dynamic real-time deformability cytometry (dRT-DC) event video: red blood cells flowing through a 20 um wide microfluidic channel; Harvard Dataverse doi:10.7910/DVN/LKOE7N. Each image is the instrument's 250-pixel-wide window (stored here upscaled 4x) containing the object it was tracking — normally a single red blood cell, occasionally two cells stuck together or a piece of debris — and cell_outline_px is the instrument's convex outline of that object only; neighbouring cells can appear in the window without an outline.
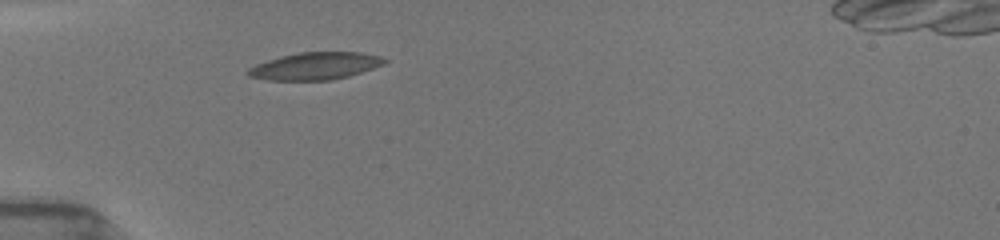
{"species": "common noctule bat (a hibernating species)", "species_latin": "Nyctalus noctula", "temperature_condition": "room temperature", "stored_images_in_passage": 28, "camera_frame_rate_fps": 3000, "um_per_image_px": 0.085, "animal": {"sex": "female", "body_mass_g": 19.5, "forearm_length_mm": 54.1}, "frame": {"image": 1, "passage_image": 1, "time_ms": 0.0, "image_size_px": [1000, 240], "cell_outline_px": [[388, 60], [384, 64], [348, 76], [332, 80], [268, 80], [248, 76], [244, 72], [248, 68], [256, 64], [280, 56], [300, 52], [360, 52], [380, 56]], "centroid_in_image_um": [26.76, 5.61], "position_along_channel_um": 58.2, "area_um2": 21.68}}
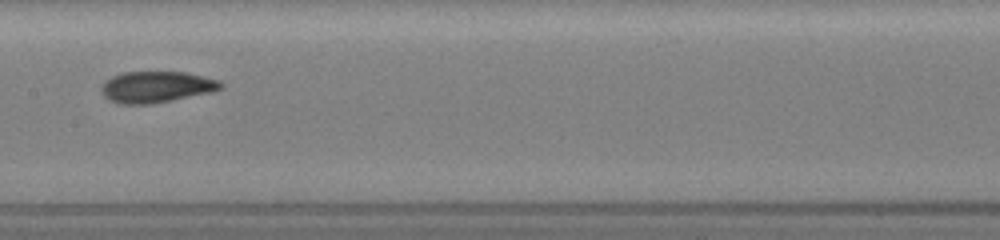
{"frame": {"image": 2, "passage_image": 9, "time_ms": 2.667, "image_size_px": [1000, 240], "cell_outline_px": [[224, 88], [212, 92], [152, 104], [120, 104], [108, 100], [100, 92], [100, 88], [104, 80], [120, 72], [184, 72], [204, 76], [220, 80], [224, 84]], "centroid_in_image_um": [13.28, 7.39], "position_along_channel_um": 194.1, "area_um2": 22.14}}
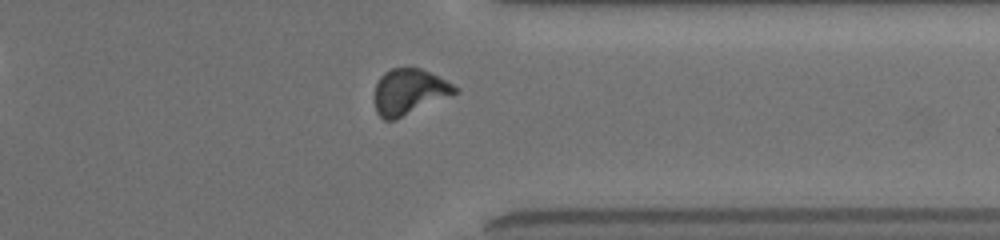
{"frame": {"image": 3, "passage_image": 23, "time_ms": 7.333, "image_size_px": [1000, 240], "cell_outline_px": [[460, 92], [396, 120], [384, 120], [376, 112], [376, 84], [380, 76], [384, 72], [392, 68], [420, 68], [460, 88]], "centroid_in_image_um": [34.8, 7.82], "position_along_channel_um": 376.6, "area_um2": 21.33}, "authors_computed_cell_mechanics": {"area_um2": 21.8195, "velocity_mm_per_s": 3.9564, "shape_relaxation_time_tau1_ms": 3.2934, "shape_relaxation_time_tau2_ms": 1.6596, "deformation_change_tau1": 0.1318, "deformation_change_tau2": 0.0653}}